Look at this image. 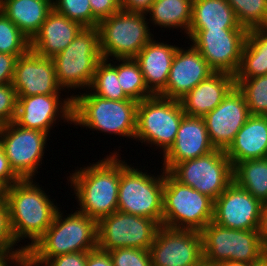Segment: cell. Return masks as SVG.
Listing matches in <instances>:
<instances>
[{
    "mask_svg": "<svg viewBox=\"0 0 267 266\" xmlns=\"http://www.w3.org/2000/svg\"><path fill=\"white\" fill-rule=\"evenodd\" d=\"M104 157L96 164L75 169L67 177L80 206L76 209L97 222L115 213L118 207L121 155L115 150Z\"/></svg>",
    "mask_w": 267,
    "mask_h": 266,
    "instance_id": "obj_1",
    "label": "cell"
},
{
    "mask_svg": "<svg viewBox=\"0 0 267 266\" xmlns=\"http://www.w3.org/2000/svg\"><path fill=\"white\" fill-rule=\"evenodd\" d=\"M42 189L34 179H20L4 191L13 237L17 243L31 241L21 246L27 250L45 234L59 208Z\"/></svg>",
    "mask_w": 267,
    "mask_h": 266,
    "instance_id": "obj_2",
    "label": "cell"
},
{
    "mask_svg": "<svg viewBox=\"0 0 267 266\" xmlns=\"http://www.w3.org/2000/svg\"><path fill=\"white\" fill-rule=\"evenodd\" d=\"M60 210L58 208L45 234L29 249L33 266H42L59 255L97 248V221L78 210L68 216Z\"/></svg>",
    "mask_w": 267,
    "mask_h": 266,
    "instance_id": "obj_3",
    "label": "cell"
},
{
    "mask_svg": "<svg viewBox=\"0 0 267 266\" xmlns=\"http://www.w3.org/2000/svg\"><path fill=\"white\" fill-rule=\"evenodd\" d=\"M86 91V93H85ZM73 99L72 123L101 133L135 138L138 101L109 100L93 94L89 89Z\"/></svg>",
    "mask_w": 267,
    "mask_h": 266,
    "instance_id": "obj_4",
    "label": "cell"
},
{
    "mask_svg": "<svg viewBox=\"0 0 267 266\" xmlns=\"http://www.w3.org/2000/svg\"><path fill=\"white\" fill-rule=\"evenodd\" d=\"M214 200L164 170L162 226L201 231L213 221Z\"/></svg>",
    "mask_w": 267,
    "mask_h": 266,
    "instance_id": "obj_5",
    "label": "cell"
},
{
    "mask_svg": "<svg viewBox=\"0 0 267 266\" xmlns=\"http://www.w3.org/2000/svg\"><path fill=\"white\" fill-rule=\"evenodd\" d=\"M139 169L120 160L117 210L151 218L162 226L164 169L157 176Z\"/></svg>",
    "mask_w": 267,
    "mask_h": 266,
    "instance_id": "obj_6",
    "label": "cell"
},
{
    "mask_svg": "<svg viewBox=\"0 0 267 266\" xmlns=\"http://www.w3.org/2000/svg\"><path fill=\"white\" fill-rule=\"evenodd\" d=\"M60 87L88 90L98 63L102 60L98 27L83 28L74 40L52 58Z\"/></svg>",
    "mask_w": 267,
    "mask_h": 266,
    "instance_id": "obj_7",
    "label": "cell"
},
{
    "mask_svg": "<svg viewBox=\"0 0 267 266\" xmlns=\"http://www.w3.org/2000/svg\"><path fill=\"white\" fill-rule=\"evenodd\" d=\"M146 16L147 14L144 13L120 9L100 21L98 31L102 59L135 58L154 38Z\"/></svg>",
    "mask_w": 267,
    "mask_h": 266,
    "instance_id": "obj_8",
    "label": "cell"
},
{
    "mask_svg": "<svg viewBox=\"0 0 267 266\" xmlns=\"http://www.w3.org/2000/svg\"><path fill=\"white\" fill-rule=\"evenodd\" d=\"M184 113L181 101L153 95L138 103L135 140L163 155L173 145Z\"/></svg>",
    "mask_w": 267,
    "mask_h": 266,
    "instance_id": "obj_9",
    "label": "cell"
},
{
    "mask_svg": "<svg viewBox=\"0 0 267 266\" xmlns=\"http://www.w3.org/2000/svg\"><path fill=\"white\" fill-rule=\"evenodd\" d=\"M203 259L210 266L223 261L254 263L267 254L258 230H236L213 221L201 231Z\"/></svg>",
    "mask_w": 267,
    "mask_h": 266,
    "instance_id": "obj_10",
    "label": "cell"
},
{
    "mask_svg": "<svg viewBox=\"0 0 267 266\" xmlns=\"http://www.w3.org/2000/svg\"><path fill=\"white\" fill-rule=\"evenodd\" d=\"M169 173L181 184L194 188L214 201L234 181L233 165L225 151L220 149L178 163Z\"/></svg>",
    "mask_w": 267,
    "mask_h": 266,
    "instance_id": "obj_11",
    "label": "cell"
},
{
    "mask_svg": "<svg viewBox=\"0 0 267 266\" xmlns=\"http://www.w3.org/2000/svg\"><path fill=\"white\" fill-rule=\"evenodd\" d=\"M160 225L153 219L116 211L97 222V247L149 250Z\"/></svg>",
    "mask_w": 267,
    "mask_h": 266,
    "instance_id": "obj_12",
    "label": "cell"
},
{
    "mask_svg": "<svg viewBox=\"0 0 267 266\" xmlns=\"http://www.w3.org/2000/svg\"><path fill=\"white\" fill-rule=\"evenodd\" d=\"M48 136L37 129L20 127L14 121L1 125L0 141L11 169L20 179H35L37 170L41 168Z\"/></svg>",
    "mask_w": 267,
    "mask_h": 266,
    "instance_id": "obj_13",
    "label": "cell"
},
{
    "mask_svg": "<svg viewBox=\"0 0 267 266\" xmlns=\"http://www.w3.org/2000/svg\"><path fill=\"white\" fill-rule=\"evenodd\" d=\"M248 30H188L186 38L214 72L235 76Z\"/></svg>",
    "mask_w": 267,
    "mask_h": 266,
    "instance_id": "obj_14",
    "label": "cell"
},
{
    "mask_svg": "<svg viewBox=\"0 0 267 266\" xmlns=\"http://www.w3.org/2000/svg\"><path fill=\"white\" fill-rule=\"evenodd\" d=\"M149 252L152 266H198L204 262L202 235L196 230L160 226Z\"/></svg>",
    "mask_w": 267,
    "mask_h": 266,
    "instance_id": "obj_15",
    "label": "cell"
},
{
    "mask_svg": "<svg viewBox=\"0 0 267 266\" xmlns=\"http://www.w3.org/2000/svg\"><path fill=\"white\" fill-rule=\"evenodd\" d=\"M17 97L14 122L20 127L37 129L49 135L60 118L72 124L73 99L69 95L65 99L60 94Z\"/></svg>",
    "mask_w": 267,
    "mask_h": 266,
    "instance_id": "obj_16",
    "label": "cell"
},
{
    "mask_svg": "<svg viewBox=\"0 0 267 266\" xmlns=\"http://www.w3.org/2000/svg\"><path fill=\"white\" fill-rule=\"evenodd\" d=\"M262 205L233 181L214 201L213 222L236 230H258Z\"/></svg>",
    "mask_w": 267,
    "mask_h": 266,
    "instance_id": "obj_17",
    "label": "cell"
},
{
    "mask_svg": "<svg viewBox=\"0 0 267 266\" xmlns=\"http://www.w3.org/2000/svg\"><path fill=\"white\" fill-rule=\"evenodd\" d=\"M250 116L243 94L235 86L203 119L215 149L226 150Z\"/></svg>",
    "mask_w": 267,
    "mask_h": 266,
    "instance_id": "obj_18",
    "label": "cell"
},
{
    "mask_svg": "<svg viewBox=\"0 0 267 266\" xmlns=\"http://www.w3.org/2000/svg\"><path fill=\"white\" fill-rule=\"evenodd\" d=\"M12 85L17 96L61 94L64 90L56 79L52 58H45L29 50L17 58Z\"/></svg>",
    "mask_w": 267,
    "mask_h": 266,
    "instance_id": "obj_19",
    "label": "cell"
},
{
    "mask_svg": "<svg viewBox=\"0 0 267 266\" xmlns=\"http://www.w3.org/2000/svg\"><path fill=\"white\" fill-rule=\"evenodd\" d=\"M213 73L207 61L192 44L187 49L178 47L174 54L166 88L160 96L180 101Z\"/></svg>",
    "mask_w": 267,
    "mask_h": 266,
    "instance_id": "obj_20",
    "label": "cell"
},
{
    "mask_svg": "<svg viewBox=\"0 0 267 266\" xmlns=\"http://www.w3.org/2000/svg\"><path fill=\"white\" fill-rule=\"evenodd\" d=\"M213 150L215 147L210 142L203 117L185 115L173 145L162 157V168L170 172L178 163L198 158Z\"/></svg>",
    "mask_w": 267,
    "mask_h": 266,
    "instance_id": "obj_21",
    "label": "cell"
},
{
    "mask_svg": "<svg viewBox=\"0 0 267 266\" xmlns=\"http://www.w3.org/2000/svg\"><path fill=\"white\" fill-rule=\"evenodd\" d=\"M84 27L52 10L40 30L30 40V50L39 56L53 58L62 52Z\"/></svg>",
    "mask_w": 267,
    "mask_h": 266,
    "instance_id": "obj_22",
    "label": "cell"
},
{
    "mask_svg": "<svg viewBox=\"0 0 267 266\" xmlns=\"http://www.w3.org/2000/svg\"><path fill=\"white\" fill-rule=\"evenodd\" d=\"M153 38L134 58L141 69L145 84L153 95L166 88L169 72L178 46Z\"/></svg>",
    "mask_w": 267,
    "mask_h": 266,
    "instance_id": "obj_23",
    "label": "cell"
},
{
    "mask_svg": "<svg viewBox=\"0 0 267 266\" xmlns=\"http://www.w3.org/2000/svg\"><path fill=\"white\" fill-rule=\"evenodd\" d=\"M235 86V76L214 72L180 100L184 113L192 117H204L217 107Z\"/></svg>",
    "mask_w": 267,
    "mask_h": 266,
    "instance_id": "obj_24",
    "label": "cell"
},
{
    "mask_svg": "<svg viewBox=\"0 0 267 266\" xmlns=\"http://www.w3.org/2000/svg\"><path fill=\"white\" fill-rule=\"evenodd\" d=\"M225 154L233 167L239 162L267 157V116L250 115Z\"/></svg>",
    "mask_w": 267,
    "mask_h": 266,
    "instance_id": "obj_25",
    "label": "cell"
},
{
    "mask_svg": "<svg viewBox=\"0 0 267 266\" xmlns=\"http://www.w3.org/2000/svg\"><path fill=\"white\" fill-rule=\"evenodd\" d=\"M189 30H247L226 0H193Z\"/></svg>",
    "mask_w": 267,
    "mask_h": 266,
    "instance_id": "obj_26",
    "label": "cell"
},
{
    "mask_svg": "<svg viewBox=\"0 0 267 266\" xmlns=\"http://www.w3.org/2000/svg\"><path fill=\"white\" fill-rule=\"evenodd\" d=\"M52 10V0H0V11L30 40Z\"/></svg>",
    "mask_w": 267,
    "mask_h": 266,
    "instance_id": "obj_27",
    "label": "cell"
},
{
    "mask_svg": "<svg viewBox=\"0 0 267 266\" xmlns=\"http://www.w3.org/2000/svg\"><path fill=\"white\" fill-rule=\"evenodd\" d=\"M267 75V27L249 29L235 78Z\"/></svg>",
    "mask_w": 267,
    "mask_h": 266,
    "instance_id": "obj_28",
    "label": "cell"
},
{
    "mask_svg": "<svg viewBox=\"0 0 267 266\" xmlns=\"http://www.w3.org/2000/svg\"><path fill=\"white\" fill-rule=\"evenodd\" d=\"M193 0H155L146 13L149 23L160 28H172L184 31L186 36L190 28ZM182 29V30H181Z\"/></svg>",
    "mask_w": 267,
    "mask_h": 266,
    "instance_id": "obj_29",
    "label": "cell"
},
{
    "mask_svg": "<svg viewBox=\"0 0 267 266\" xmlns=\"http://www.w3.org/2000/svg\"><path fill=\"white\" fill-rule=\"evenodd\" d=\"M233 178L262 204L267 203V157L237 163L233 167Z\"/></svg>",
    "mask_w": 267,
    "mask_h": 266,
    "instance_id": "obj_30",
    "label": "cell"
},
{
    "mask_svg": "<svg viewBox=\"0 0 267 266\" xmlns=\"http://www.w3.org/2000/svg\"><path fill=\"white\" fill-rule=\"evenodd\" d=\"M114 60L116 61H113L112 65L117 69V77L121 83L120 86L129 98L140 102L153 96L148 90L140 66L134 58Z\"/></svg>",
    "mask_w": 267,
    "mask_h": 266,
    "instance_id": "obj_31",
    "label": "cell"
},
{
    "mask_svg": "<svg viewBox=\"0 0 267 266\" xmlns=\"http://www.w3.org/2000/svg\"><path fill=\"white\" fill-rule=\"evenodd\" d=\"M110 60L102 59L95 70L90 91L102 98L109 100H128L130 99L122 87L117 77V69L112 65Z\"/></svg>",
    "mask_w": 267,
    "mask_h": 266,
    "instance_id": "obj_32",
    "label": "cell"
},
{
    "mask_svg": "<svg viewBox=\"0 0 267 266\" xmlns=\"http://www.w3.org/2000/svg\"><path fill=\"white\" fill-rule=\"evenodd\" d=\"M235 84L245 98L250 115L267 116V75L235 78Z\"/></svg>",
    "mask_w": 267,
    "mask_h": 266,
    "instance_id": "obj_33",
    "label": "cell"
},
{
    "mask_svg": "<svg viewBox=\"0 0 267 266\" xmlns=\"http://www.w3.org/2000/svg\"><path fill=\"white\" fill-rule=\"evenodd\" d=\"M247 30L267 27V0H226Z\"/></svg>",
    "mask_w": 267,
    "mask_h": 266,
    "instance_id": "obj_34",
    "label": "cell"
},
{
    "mask_svg": "<svg viewBox=\"0 0 267 266\" xmlns=\"http://www.w3.org/2000/svg\"><path fill=\"white\" fill-rule=\"evenodd\" d=\"M30 50V39L0 11V52L17 57Z\"/></svg>",
    "mask_w": 267,
    "mask_h": 266,
    "instance_id": "obj_35",
    "label": "cell"
},
{
    "mask_svg": "<svg viewBox=\"0 0 267 266\" xmlns=\"http://www.w3.org/2000/svg\"><path fill=\"white\" fill-rule=\"evenodd\" d=\"M52 5L55 12L84 28L98 27L99 21L92 14L90 0H52Z\"/></svg>",
    "mask_w": 267,
    "mask_h": 266,
    "instance_id": "obj_36",
    "label": "cell"
},
{
    "mask_svg": "<svg viewBox=\"0 0 267 266\" xmlns=\"http://www.w3.org/2000/svg\"><path fill=\"white\" fill-rule=\"evenodd\" d=\"M114 266H152L149 250L119 248L109 251Z\"/></svg>",
    "mask_w": 267,
    "mask_h": 266,
    "instance_id": "obj_37",
    "label": "cell"
},
{
    "mask_svg": "<svg viewBox=\"0 0 267 266\" xmlns=\"http://www.w3.org/2000/svg\"><path fill=\"white\" fill-rule=\"evenodd\" d=\"M17 244L10 227L9 209L6 201L2 198L0 199V251L11 254L22 250L20 245L19 248H14L18 246Z\"/></svg>",
    "mask_w": 267,
    "mask_h": 266,
    "instance_id": "obj_38",
    "label": "cell"
},
{
    "mask_svg": "<svg viewBox=\"0 0 267 266\" xmlns=\"http://www.w3.org/2000/svg\"><path fill=\"white\" fill-rule=\"evenodd\" d=\"M17 93L12 83L0 85V124L13 122L17 113Z\"/></svg>",
    "mask_w": 267,
    "mask_h": 266,
    "instance_id": "obj_39",
    "label": "cell"
},
{
    "mask_svg": "<svg viewBox=\"0 0 267 266\" xmlns=\"http://www.w3.org/2000/svg\"><path fill=\"white\" fill-rule=\"evenodd\" d=\"M93 16L100 22L121 9V0H90Z\"/></svg>",
    "mask_w": 267,
    "mask_h": 266,
    "instance_id": "obj_40",
    "label": "cell"
},
{
    "mask_svg": "<svg viewBox=\"0 0 267 266\" xmlns=\"http://www.w3.org/2000/svg\"><path fill=\"white\" fill-rule=\"evenodd\" d=\"M88 252L68 253L50 258L42 266H86Z\"/></svg>",
    "mask_w": 267,
    "mask_h": 266,
    "instance_id": "obj_41",
    "label": "cell"
},
{
    "mask_svg": "<svg viewBox=\"0 0 267 266\" xmlns=\"http://www.w3.org/2000/svg\"><path fill=\"white\" fill-rule=\"evenodd\" d=\"M17 58L16 55L0 52V85L12 83Z\"/></svg>",
    "mask_w": 267,
    "mask_h": 266,
    "instance_id": "obj_42",
    "label": "cell"
},
{
    "mask_svg": "<svg viewBox=\"0 0 267 266\" xmlns=\"http://www.w3.org/2000/svg\"><path fill=\"white\" fill-rule=\"evenodd\" d=\"M19 180L20 178L10 167L9 161L5 155L4 147L0 141V184L4 188H7Z\"/></svg>",
    "mask_w": 267,
    "mask_h": 266,
    "instance_id": "obj_43",
    "label": "cell"
},
{
    "mask_svg": "<svg viewBox=\"0 0 267 266\" xmlns=\"http://www.w3.org/2000/svg\"><path fill=\"white\" fill-rule=\"evenodd\" d=\"M28 266L30 264L29 250L22 249L11 254H6L0 260V266Z\"/></svg>",
    "mask_w": 267,
    "mask_h": 266,
    "instance_id": "obj_44",
    "label": "cell"
},
{
    "mask_svg": "<svg viewBox=\"0 0 267 266\" xmlns=\"http://www.w3.org/2000/svg\"><path fill=\"white\" fill-rule=\"evenodd\" d=\"M86 266H114L111 255L108 251L98 247L87 254Z\"/></svg>",
    "mask_w": 267,
    "mask_h": 266,
    "instance_id": "obj_45",
    "label": "cell"
},
{
    "mask_svg": "<svg viewBox=\"0 0 267 266\" xmlns=\"http://www.w3.org/2000/svg\"><path fill=\"white\" fill-rule=\"evenodd\" d=\"M155 0H121V9L146 14Z\"/></svg>",
    "mask_w": 267,
    "mask_h": 266,
    "instance_id": "obj_46",
    "label": "cell"
},
{
    "mask_svg": "<svg viewBox=\"0 0 267 266\" xmlns=\"http://www.w3.org/2000/svg\"><path fill=\"white\" fill-rule=\"evenodd\" d=\"M258 235L262 244L267 248V203L261 207Z\"/></svg>",
    "mask_w": 267,
    "mask_h": 266,
    "instance_id": "obj_47",
    "label": "cell"
},
{
    "mask_svg": "<svg viewBox=\"0 0 267 266\" xmlns=\"http://www.w3.org/2000/svg\"><path fill=\"white\" fill-rule=\"evenodd\" d=\"M214 266H248V263L223 261V262H219V263L215 264Z\"/></svg>",
    "mask_w": 267,
    "mask_h": 266,
    "instance_id": "obj_48",
    "label": "cell"
},
{
    "mask_svg": "<svg viewBox=\"0 0 267 266\" xmlns=\"http://www.w3.org/2000/svg\"><path fill=\"white\" fill-rule=\"evenodd\" d=\"M248 266H267V254L263 256L260 260L248 264Z\"/></svg>",
    "mask_w": 267,
    "mask_h": 266,
    "instance_id": "obj_49",
    "label": "cell"
},
{
    "mask_svg": "<svg viewBox=\"0 0 267 266\" xmlns=\"http://www.w3.org/2000/svg\"><path fill=\"white\" fill-rule=\"evenodd\" d=\"M5 188L0 184V199L4 197Z\"/></svg>",
    "mask_w": 267,
    "mask_h": 266,
    "instance_id": "obj_50",
    "label": "cell"
},
{
    "mask_svg": "<svg viewBox=\"0 0 267 266\" xmlns=\"http://www.w3.org/2000/svg\"><path fill=\"white\" fill-rule=\"evenodd\" d=\"M6 255V253L5 252H3V251H0V260L4 257Z\"/></svg>",
    "mask_w": 267,
    "mask_h": 266,
    "instance_id": "obj_51",
    "label": "cell"
},
{
    "mask_svg": "<svg viewBox=\"0 0 267 266\" xmlns=\"http://www.w3.org/2000/svg\"><path fill=\"white\" fill-rule=\"evenodd\" d=\"M198 266H210L208 263L202 262L200 265Z\"/></svg>",
    "mask_w": 267,
    "mask_h": 266,
    "instance_id": "obj_52",
    "label": "cell"
}]
</instances>
